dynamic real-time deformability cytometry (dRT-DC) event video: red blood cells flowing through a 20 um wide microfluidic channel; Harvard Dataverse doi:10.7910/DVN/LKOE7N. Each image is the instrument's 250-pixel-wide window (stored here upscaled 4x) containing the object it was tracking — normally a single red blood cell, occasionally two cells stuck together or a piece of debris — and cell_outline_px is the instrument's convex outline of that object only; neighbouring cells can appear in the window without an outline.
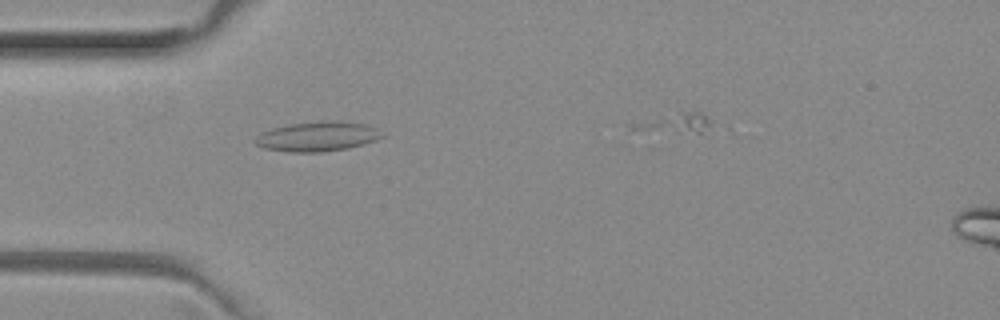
{"species": "common noctule bat (a hibernating species)", "species_latin": "Nyctalus noctula", "temperature_condition": "room temperature", "stored_images_in_passage": 30, "camera_frame_rate_fps": 3000, "um_per_image_px": 0.085, "animal": {"sex": "female", "body_mass_g": 29.2, "forearm_length_mm": 56.3}, "frame": {"image": 1, "passage_image": 4, "time_ms": 1.0, "image_size_px": [1000, 320], "cell_outline_px": [[384, 136], [376, 140], [364, 144], [348, 148], [320, 152], [288, 152], [264, 148], [256, 144], [252, 140], [260, 132], [272, 128], [288, 124], [324, 120], [336, 120], [364, 124], [376, 128]], "centroid_in_image_um": [26.94, 11.59], "position_along_channel_um": 58.1, "area_um2": 22.14}}
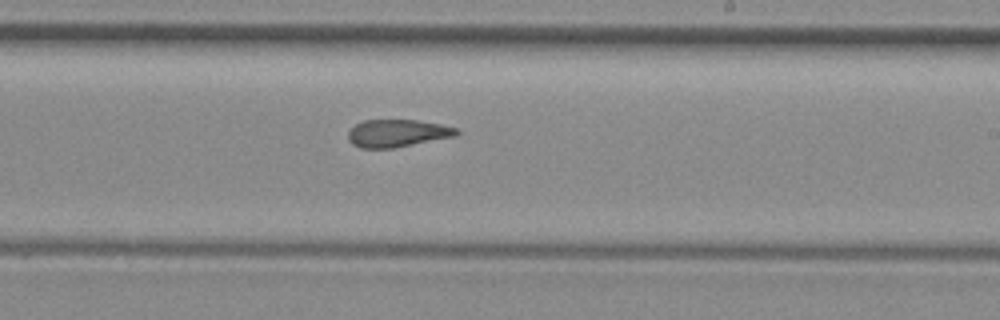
{"frame": {"image": 2, "passage_image": 19, "time_ms": 6.0, "image_size_px": [1000, 320], "cell_outline_px": [[460, 132], [456, 136], [392, 148], [360, 148], [352, 144], [348, 140], [348, 132], [356, 124], [364, 120], [416, 120], [440, 124], [456, 128]], "centroid_in_image_um": [33.76, 11.32], "position_along_channel_um": 255.2, "area_um2": 17.28}}
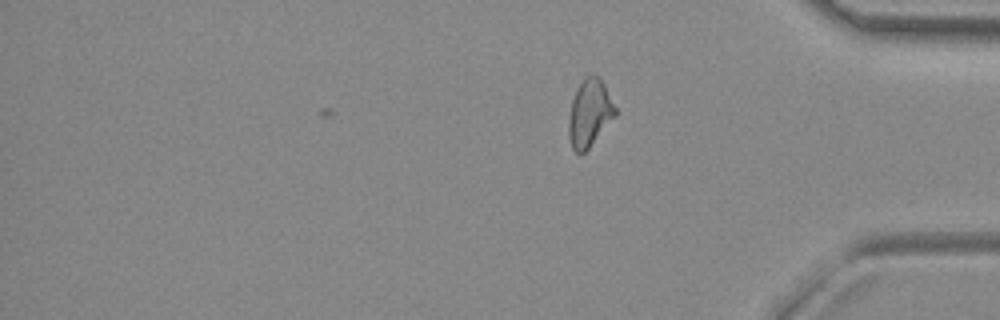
{"frame": {"image": 3, "passage_image": 30, "time_ms": 9.667, "image_size_px": [1000, 320], "cell_outline_px": [[616, 116], [588, 148], [580, 156], [572, 148], [568, 136], [568, 120], [572, 100], [584, 76], [596, 76], [604, 84], [616, 108]], "centroid_in_image_um": [50.1, 9.65], "position_along_channel_um": 385.1, "area_um2": 18.03}, "authors_computed_cell_mechanics": {"area_um2": 17.8313, "velocity_mm_per_s": 4.0026, "shape_relaxation_time_tau1_ms": null, "shape_relaxation_time_tau2_ms": 1.9523, "deformation_change_tau1": null, "deformation_change_tau2": 0.0682}}